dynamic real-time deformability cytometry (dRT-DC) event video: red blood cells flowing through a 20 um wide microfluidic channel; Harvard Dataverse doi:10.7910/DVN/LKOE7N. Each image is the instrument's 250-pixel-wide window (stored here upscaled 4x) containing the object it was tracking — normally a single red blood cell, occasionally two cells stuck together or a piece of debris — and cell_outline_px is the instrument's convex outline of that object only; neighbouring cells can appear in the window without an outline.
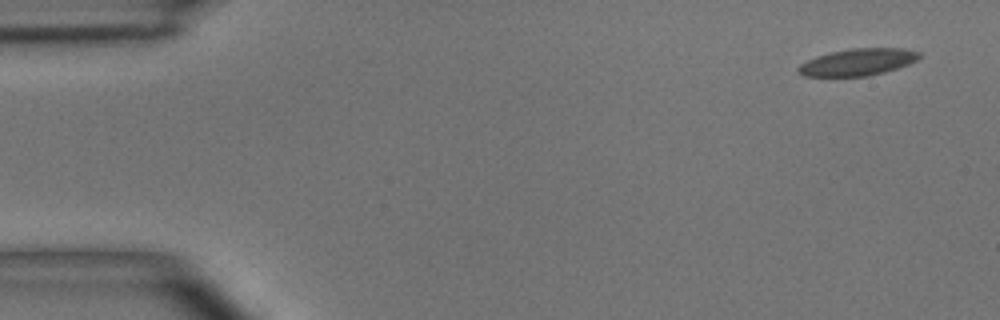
{"species": "common noctule bat (a hibernating species)", "species_latin": "Nyctalus noctula", "temperature_condition": "room temperature", "stored_images_in_passage": 5, "camera_frame_rate_fps": 3000, "um_per_image_px": 0.085, "animal": {"sex": "male", "body_mass_g": 15.6}, "frame": {"image": 1, "passage_image": 1, "time_ms": 0.0, "image_size_px": [1000, 320], "cell_outline_px": [[920, 56], [916, 60], [908, 64], [884, 72], [868, 76], [804, 76], [796, 72], [796, 68], [800, 64], [816, 56], [832, 52], [852, 48], [904, 48], [920, 52]], "centroid_in_image_um": [72.89, 5.28], "position_along_channel_um": 12.1, "area_um2": 18.9}}
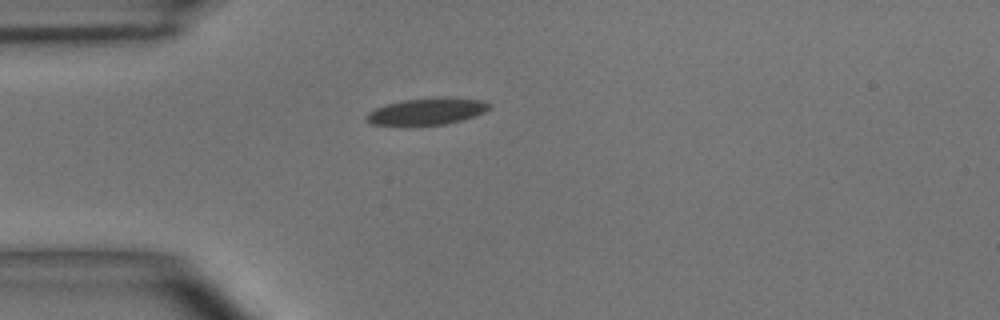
{"frame": {"image": 2, "passage_image": 4, "time_ms": 3.667, "image_size_px": [1000, 320], "cell_outline_px": [[492, 104], [484, 112], [476, 116], [464, 120], [444, 124], [408, 128], [372, 124], [364, 120], [364, 116], [368, 112], [376, 108], [388, 104], [404, 100], [488, 100]], "centroid_in_image_um": [36.18, 9.57], "position_along_channel_um": 48.8, "area_um2": 19.02}}